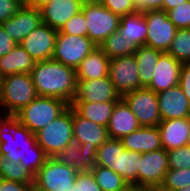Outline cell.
I'll return each instance as SVG.
<instances>
[{"label": "cell", "mask_w": 190, "mask_h": 191, "mask_svg": "<svg viewBox=\"0 0 190 191\" xmlns=\"http://www.w3.org/2000/svg\"><path fill=\"white\" fill-rule=\"evenodd\" d=\"M187 146L190 147V135H189V138H188V141H187Z\"/></svg>", "instance_id": "cell-52"}, {"label": "cell", "mask_w": 190, "mask_h": 191, "mask_svg": "<svg viewBox=\"0 0 190 191\" xmlns=\"http://www.w3.org/2000/svg\"><path fill=\"white\" fill-rule=\"evenodd\" d=\"M35 61L18 44L7 55L0 57V74L2 77L12 74L31 73Z\"/></svg>", "instance_id": "cell-26"}, {"label": "cell", "mask_w": 190, "mask_h": 191, "mask_svg": "<svg viewBox=\"0 0 190 191\" xmlns=\"http://www.w3.org/2000/svg\"><path fill=\"white\" fill-rule=\"evenodd\" d=\"M102 191H132V187L116 172L96 165L91 170Z\"/></svg>", "instance_id": "cell-30"}, {"label": "cell", "mask_w": 190, "mask_h": 191, "mask_svg": "<svg viewBox=\"0 0 190 191\" xmlns=\"http://www.w3.org/2000/svg\"><path fill=\"white\" fill-rule=\"evenodd\" d=\"M0 179L34 184V176L20 163L0 157Z\"/></svg>", "instance_id": "cell-33"}, {"label": "cell", "mask_w": 190, "mask_h": 191, "mask_svg": "<svg viewBox=\"0 0 190 191\" xmlns=\"http://www.w3.org/2000/svg\"><path fill=\"white\" fill-rule=\"evenodd\" d=\"M35 137L47 157L63 150L73 139V108L69 106L55 120L36 132Z\"/></svg>", "instance_id": "cell-5"}, {"label": "cell", "mask_w": 190, "mask_h": 191, "mask_svg": "<svg viewBox=\"0 0 190 191\" xmlns=\"http://www.w3.org/2000/svg\"><path fill=\"white\" fill-rule=\"evenodd\" d=\"M82 11L88 28L87 37L96 46H100L106 38L117 32L121 17L113 14L100 2L83 4Z\"/></svg>", "instance_id": "cell-6"}, {"label": "cell", "mask_w": 190, "mask_h": 191, "mask_svg": "<svg viewBox=\"0 0 190 191\" xmlns=\"http://www.w3.org/2000/svg\"><path fill=\"white\" fill-rule=\"evenodd\" d=\"M178 85L190 103V63H182Z\"/></svg>", "instance_id": "cell-42"}, {"label": "cell", "mask_w": 190, "mask_h": 191, "mask_svg": "<svg viewBox=\"0 0 190 191\" xmlns=\"http://www.w3.org/2000/svg\"><path fill=\"white\" fill-rule=\"evenodd\" d=\"M188 0H164L161 10L167 12L168 10L177 7L180 4L187 2Z\"/></svg>", "instance_id": "cell-46"}, {"label": "cell", "mask_w": 190, "mask_h": 191, "mask_svg": "<svg viewBox=\"0 0 190 191\" xmlns=\"http://www.w3.org/2000/svg\"><path fill=\"white\" fill-rule=\"evenodd\" d=\"M0 156L23 165L33 176L48 158L35 134L16 115L0 113Z\"/></svg>", "instance_id": "cell-1"}, {"label": "cell", "mask_w": 190, "mask_h": 191, "mask_svg": "<svg viewBox=\"0 0 190 191\" xmlns=\"http://www.w3.org/2000/svg\"><path fill=\"white\" fill-rule=\"evenodd\" d=\"M169 20L177 29L190 28V0L167 11Z\"/></svg>", "instance_id": "cell-36"}, {"label": "cell", "mask_w": 190, "mask_h": 191, "mask_svg": "<svg viewBox=\"0 0 190 191\" xmlns=\"http://www.w3.org/2000/svg\"><path fill=\"white\" fill-rule=\"evenodd\" d=\"M168 171L167 151L163 148L141 153L137 173V188H159Z\"/></svg>", "instance_id": "cell-10"}, {"label": "cell", "mask_w": 190, "mask_h": 191, "mask_svg": "<svg viewBox=\"0 0 190 191\" xmlns=\"http://www.w3.org/2000/svg\"><path fill=\"white\" fill-rule=\"evenodd\" d=\"M107 127L81 117L73 109V139L80 146L98 148L108 139Z\"/></svg>", "instance_id": "cell-19"}, {"label": "cell", "mask_w": 190, "mask_h": 191, "mask_svg": "<svg viewBox=\"0 0 190 191\" xmlns=\"http://www.w3.org/2000/svg\"><path fill=\"white\" fill-rule=\"evenodd\" d=\"M73 191H102L96 183L92 172L78 173L75 178Z\"/></svg>", "instance_id": "cell-40"}, {"label": "cell", "mask_w": 190, "mask_h": 191, "mask_svg": "<svg viewBox=\"0 0 190 191\" xmlns=\"http://www.w3.org/2000/svg\"><path fill=\"white\" fill-rule=\"evenodd\" d=\"M38 96L59 98L69 105L76 93V69L53 59L35 62L30 73Z\"/></svg>", "instance_id": "cell-2"}, {"label": "cell", "mask_w": 190, "mask_h": 191, "mask_svg": "<svg viewBox=\"0 0 190 191\" xmlns=\"http://www.w3.org/2000/svg\"><path fill=\"white\" fill-rule=\"evenodd\" d=\"M83 4L86 3H96V2H100L101 0H80Z\"/></svg>", "instance_id": "cell-48"}, {"label": "cell", "mask_w": 190, "mask_h": 191, "mask_svg": "<svg viewBox=\"0 0 190 191\" xmlns=\"http://www.w3.org/2000/svg\"><path fill=\"white\" fill-rule=\"evenodd\" d=\"M141 153L125 149L120 151L118 174L131 186L137 188V173Z\"/></svg>", "instance_id": "cell-31"}, {"label": "cell", "mask_w": 190, "mask_h": 191, "mask_svg": "<svg viewBox=\"0 0 190 191\" xmlns=\"http://www.w3.org/2000/svg\"><path fill=\"white\" fill-rule=\"evenodd\" d=\"M2 76H1V74H0V88H1V84H2Z\"/></svg>", "instance_id": "cell-53"}, {"label": "cell", "mask_w": 190, "mask_h": 191, "mask_svg": "<svg viewBox=\"0 0 190 191\" xmlns=\"http://www.w3.org/2000/svg\"><path fill=\"white\" fill-rule=\"evenodd\" d=\"M58 30L42 23L28 34L20 46L35 62L52 59Z\"/></svg>", "instance_id": "cell-13"}, {"label": "cell", "mask_w": 190, "mask_h": 191, "mask_svg": "<svg viewBox=\"0 0 190 191\" xmlns=\"http://www.w3.org/2000/svg\"><path fill=\"white\" fill-rule=\"evenodd\" d=\"M52 0H28L27 6L40 10L46 4H49Z\"/></svg>", "instance_id": "cell-47"}, {"label": "cell", "mask_w": 190, "mask_h": 191, "mask_svg": "<svg viewBox=\"0 0 190 191\" xmlns=\"http://www.w3.org/2000/svg\"><path fill=\"white\" fill-rule=\"evenodd\" d=\"M0 191H34V184L0 179Z\"/></svg>", "instance_id": "cell-43"}, {"label": "cell", "mask_w": 190, "mask_h": 191, "mask_svg": "<svg viewBox=\"0 0 190 191\" xmlns=\"http://www.w3.org/2000/svg\"><path fill=\"white\" fill-rule=\"evenodd\" d=\"M70 105L55 97L37 96L15 115L21 125L33 134L47 126L62 114Z\"/></svg>", "instance_id": "cell-4"}, {"label": "cell", "mask_w": 190, "mask_h": 191, "mask_svg": "<svg viewBox=\"0 0 190 191\" xmlns=\"http://www.w3.org/2000/svg\"><path fill=\"white\" fill-rule=\"evenodd\" d=\"M18 2H20L22 5H27L28 0H17Z\"/></svg>", "instance_id": "cell-51"}, {"label": "cell", "mask_w": 190, "mask_h": 191, "mask_svg": "<svg viewBox=\"0 0 190 191\" xmlns=\"http://www.w3.org/2000/svg\"><path fill=\"white\" fill-rule=\"evenodd\" d=\"M164 0H134V4L139 11L161 10Z\"/></svg>", "instance_id": "cell-45"}, {"label": "cell", "mask_w": 190, "mask_h": 191, "mask_svg": "<svg viewBox=\"0 0 190 191\" xmlns=\"http://www.w3.org/2000/svg\"><path fill=\"white\" fill-rule=\"evenodd\" d=\"M139 191H155V188L148 189V188H139Z\"/></svg>", "instance_id": "cell-50"}, {"label": "cell", "mask_w": 190, "mask_h": 191, "mask_svg": "<svg viewBox=\"0 0 190 191\" xmlns=\"http://www.w3.org/2000/svg\"><path fill=\"white\" fill-rule=\"evenodd\" d=\"M42 24L40 10L23 5L11 18L1 23L5 32L17 43Z\"/></svg>", "instance_id": "cell-16"}, {"label": "cell", "mask_w": 190, "mask_h": 191, "mask_svg": "<svg viewBox=\"0 0 190 191\" xmlns=\"http://www.w3.org/2000/svg\"><path fill=\"white\" fill-rule=\"evenodd\" d=\"M182 63L164 52L158 59L154 76L147 88L160 93L179 83Z\"/></svg>", "instance_id": "cell-18"}, {"label": "cell", "mask_w": 190, "mask_h": 191, "mask_svg": "<svg viewBox=\"0 0 190 191\" xmlns=\"http://www.w3.org/2000/svg\"><path fill=\"white\" fill-rule=\"evenodd\" d=\"M140 127L136 116L130 110L127 103L121 98L113 108L109 124L107 126L110 139H121Z\"/></svg>", "instance_id": "cell-22"}, {"label": "cell", "mask_w": 190, "mask_h": 191, "mask_svg": "<svg viewBox=\"0 0 190 191\" xmlns=\"http://www.w3.org/2000/svg\"><path fill=\"white\" fill-rule=\"evenodd\" d=\"M143 13L148 28L145 46L167 52L177 28L169 20L167 12L163 10H148Z\"/></svg>", "instance_id": "cell-11"}, {"label": "cell", "mask_w": 190, "mask_h": 191, "mask_svg": "<svg viewBox=\"0 0 190 191\" xmlns=\"http://www.w3.org/2000/svg\"><path fill=\"white\" fill-rule=\"evenodd\" d=\"M166 53L181 63H190V28L177 29Z\"/></svg>", "instance_id": "cell-34"}, {"label": "cell", "mask_w": 190, "mask_h": 191, "mask_svg": "<svg viewBox=\"0 0 190 191\" xmlns=\"http://www.w3.org/2000/svg\"><path fill=\"white\" fill-rule=\"evenodd\" d=\"M109 59L133 55L138 47L121 37L118 32L106 38L99 46Z\"/></svg>", "instance_id": "cell-32"}, {"label": "cell", "mask_w": 190, "mask_h": 191, "mask_svg": "<svg viewBox=\"0 0 190 191\" xmlns=\"http://www.w3.org/2000/svg\"><path fill=\"white\" fill-rule=\"evenodd\" d=\"M96 47L87 36L64 34L58 31L52 59L76 69Z\"/></svg>", "instance_id": "cell-8"}, {"label": "cell", "mask_w": 190, "mask_h": 191, "mask_svg": "<svg viewBox=\"0 0 190 191\" xmlns=\"http://www.w3.org/2000/svg\"><path fill=\"white\" fill-rule=\"evenodd\" d=\"M155 191H162L160 188H155Z\"/></svg>", "instance_id": "cell-55"}, {"label": "cell", "mask_w": 190, "mask_h": 191, "mask_svg": "<svg viewBox=\"0 0 190 191\" xmlns=\"http://www.w3.org/2000/svg\"><path fill=\"white\" fill-rule=\"evenodd\" d=\"M16 45L0 24V57L7 55Z\"/></svg>", "instance_id": "cell-44"}, {"label": "cell", "mask_w": 190, "mask_h": 191, "mask_svg": "<svg viewBox=\"0 0 190 191\" xmlns=\"http://www.w3.org/2000/svg\"><path fill=\"white\" fill-rule=\"evenodd\" d=\"M117 101L72 102L70 106L83 118L107 127Z\"/></svg>", "instance_id": "cell-27"}, {"label": "cell", "mask_w": 190, "mask_h": 191, "mask_svg": "<svg viewBox=\"0 0 190 191\" xmlns=\"http://www.w3.org/2000/svg\"><path fill=\"white\" fill-rule=\"evenodd\" d=\"M117 32L121 37L132 42L138 48L145 46L148 28L144 13L138 10L137 12L121 16Z\"/></svg>", "instance_id": "cell-25"}, {"label": "cell", "mask_w": 190, "mask_h": 191, "mask_svg": "<svg viewBox=\"0 0 190 191\" xmlns=\"http://www.w3.org/2000/svg\"><path fill=\"white\" fill-rule=\"evenodd\" d=\"M132 191H139V188H133Z\"/></svg>", "instance_id": "cell-54"}, {"label": "cell", "mask_w": 190, "mask_h": 191, "mask_svg": "<svg viewBox=\"0 0 190 191\" xmlns=\"http://www.w3.org/2000/svg\"><path fill=\"white\" fill-rule=\"evenodd\" d=\"M120 151H125L121 140L108 138L97 148L96 165L109 168L118 174Z\"/></svg>", "instance_id": "cell-29"}, {"label": "cell", "mask_w": 190, "mask_h": 191, "mask_svg": "<svg viewBox=\"0 0 190 191\" xmlns=\"http://www.w3.org/2000/svg\"><path fill=\"white\" fill-rule=\"evenodd\" d=\"M190 184V168L168 169L163 184L159 187L162 191H176Z\"/></svg>", "instance_id": "cell-35"}, {"label": "cell", "mask_w": 190, "mask_h": 191, "mask_svg": "<svg viewBox=\"0 0 190 191\" xmlns=\"http://www.w3.org/2000/svg\"><path fill=\"white\" fill-rule=\"evenodd\" d=\"M108 75L121 97L140 88L138 66L134 54L110 59Z\"/></svg>", "instance_id": "cell-12"}, {"label": "cell", "mask_w": 190, "mask_h": 191, "mask_svg": "<svg viewBox=\"0 0 190 191\" xmlns=\"http://www.w3.org/2000/svg\"><path fill=\"white\" fill-rule=\"evenodd\" d=\"M22 6L17 0H0V24L11 18Z\"/></svg>", "instance_id": "cell-41"}, {"label": "cell", "mask_w": 190, "mask_h": 191, "mask_svg": "<svg viewBox=\"0 0 190 191\" xmlns=\"http://www.w3.org/2000/svg\"><path fill=\"white\" fill-rule=\"evenodd\" d=\"M120 140L125 149L139 153L163 148L158 127L140 126L130 134L123 136Z\"/></svg>", "instance_id": "cell-23"}, {"label": "cell", "mask_w": 190, "mask_h": 191, "mask_svg": "<svg viewBox=\"0 0 190 191\" xmlns=\"http://www.w3.org/2000/svg\"><path fill=\"white\" fill-rule=\"evenodd\" d=\"M168 169L190 168V147L171 149L167 151Z\"/></svg>", "instance_id": "cell-37"}, {"label": "cell", "mask_w": 190, "mask_h": 191, "mask_svg": "<svg viewBox=\"0 0 190 191\" xmlns=\"http://www.w3.org/2000/svg\"><path fill=\"white\" fill-rule=\"evenodd\" d=\"M77 172L48 157L34 176V191H73Z\"/></svg>", "instance_id": "cell-7"}, {"label": "cell", "mask_w": 190, "mask_h": 191, "mask_svg": "<svg viewBox=\"0 0 190 191\" xmlns=\"http://www.w3.org/2000/svg\"><path fill=\"white\" fill-rule=\"evenodd\" d=\"M100 3L120 17L138 11L134 0H101Z\"/></svg>", "instance_id": "cell-39"}, {"label": "cell", "mask_w": 190, "mask_h": 191, "mask_svg": "<svg viewBox=\"0 0 190 191\" xmlns=\"http://www.w3.org/2000/svg\"><path fill=\"white\" fill-rule=\"evenodd\" d=\"M122 99L134 113L140 126L157 127L162 121L157 93L147 87L138 88L126 93Z\"/></svg>", "instance_id": "cell-9"}, {"label": "cell", "mask_w": 190, "mask_h": 191, "mask_svg": "<svg viewBox=\"0 0 190 191\" xmlns=\"http://www.w3.org/2000/svg\"><path fill=\"white\" fill-rule=\"evenodd\" d=\"M176 191H190V184L188 186H184Z\"/></svg>", "instance_id": "cell-49"}, {"label": "cell", "mask_w": 190, "mask_h": 191, "mask_svg": "<svg viewBox=\"0 0 190 191\" xmlns=\"http://www.w3.org/2000/svg\"><path fill=\"white\" fill-rule=\"evenodd\" d=\"M80 0H52L40 9L42 23L60 30L64 24L82 10Z\"/></svg>", "instance_id": "cell-20"}, {"label": "cell", "mask_w": 190, "mask_h": 191, "mask_svg": "<svg viewBox=\"0 0 190 191\" xmlns=\"http://www.w3.org/2000/svg\"><path fill=\"white\" fill-rule=\"evenodd\" d=\"M86 24L84 13L81 10L76 15L71 17L59 30V32L70 35L87 36L88 28Z\"/></svg>", "instance_id": "cell-38"}, {"label": "cell", "mask_w": 190, "mask_h": 191, "mask_svg": "<svg viewBox=\"0 0 190 191\" xmlns=\"http://www.w3.org/2000/svg\"><path fill=\"white\" fill-rule=\"evenodd\" d=\"M163 149L166 151L187 146L190 135V117L162 120L157 126Z\"/></svg>", "instance_id": "cell-21"}, {"label": "cell", "mask_w": 190, "mask_h": 191, "mask_svg": "<svg viewBox=\"0 0 190 191\" xmlns=\"http://www.w3.org/2000/svg\"><path fill=\"white\" fill-rule=\"evenodd\" d=\"M109 57L97 46L76 68L77 80H90L107 77L109 74Z\"/></svg>", "instance_id": "cell-24"}, {"label": "cell", "mask_w": 190, "mask_h": 191, "mask_svg": "<svg viewBox=\"0 0 190 191\" xmlns=\"http://www.w3.org/2000/svg\"><path fill=\"white\" fill-rule=\"evenodd\" d=\"M157 98L162 120L190 117V103L179 85L157 93Z\"/></svg>", "instance_id": "cell-17"}, {"label": "cell", "mask_w": 190, "mask_h": 191, "mask_svg": "<svg viewBox=\"0 0 190 191\" xmlns=\"http://www.w3.org/2000/svg\"><path fill=\"white\" fill-rule=\"evenodd\" d=\"M37 96L29 73L5 76L0 88V113L15 115Z\"/></svg>", "instance_id": "cell-3"}, {"label": "cell", "mask_w": 190, "mask_h": 191, "mask_svg": "<svg viewBox=\"0 0 190 191\" xmlns=\"http://www.w3.org/2000/svg\"><path fill=\"white\" fill-rule=\"evenodd\" d=\"M121 98L108 75L94 80H77L76 93L72 102L102 103L118 101Z\"/></svg>", "instance_id": "cell-14"}, {"label": "cell", "mask_w": 190, "mask_h": 191, "mask_svg": "<svg viewBox=\"0 0 190 191\" xmlns=\"http://www.w3.org/2000/svg\"><path fill=\"white\" fill-rule=\"evenodd\" d=\"M163 53L160 50L147 46H140L134 53L138 66L140 88L147 87L151 83L155 66Z\"/></svg>", "instance_id": "cell-28"}, {"label": "cell", "mask_w": 190, "mask_h": 191, "mask_svg": "<svg viewBox=\"0 0 190 191\" xmlns=\"http://www.w3.org/2000/svg\"><path fill=\"white\" fill-rule=\"evenodd\" d=\"M97 148L80 146L72 139L65 148L50 158L58 164L72 167L77 173L89 172L96 166Z\"/></svg>", "instance_id": "cell-15"}]
</instances>
